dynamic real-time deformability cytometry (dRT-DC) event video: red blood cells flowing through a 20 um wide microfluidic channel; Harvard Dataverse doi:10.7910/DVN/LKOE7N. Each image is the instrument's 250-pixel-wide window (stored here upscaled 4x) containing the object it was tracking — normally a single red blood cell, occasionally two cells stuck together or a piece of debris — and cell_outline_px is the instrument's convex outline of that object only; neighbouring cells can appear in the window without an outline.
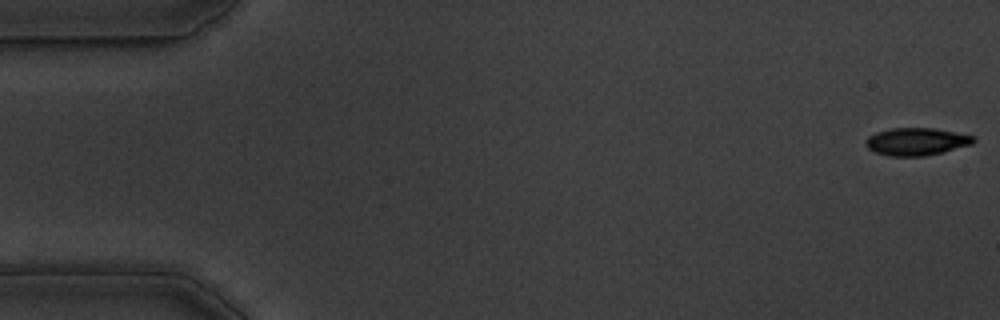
{"species": "common noctule bat (a hibernating species)", "species_latin": "Nyctalus noctula", "temperature_condition": "warm", "stored_images_in_passage": 55, "camera_frame_rate_fps": 3000, "um_per_image_px": 0.085, "animal": {"sex": "male", "body_mass_g": 19.5, "forearm_length_mm": 54.6}, "frame": {"image": 1, "passage_image": 1, "time_ms": 0.0, "image_size_px": [1000, 320], "cell_outline_px": [[976, 140], [972, 144], [944, 152], [924, 156], [888, 156], [876, 152], [868, 148], [864, 144], [864, 140], [868, 136], [876, 132], [892, 128], [936, 128], [972, 136]], "centroid_in_image_um": [77.86, 12.04], "position_along_channel_um": 7.1, "area_um2": 17.34}}
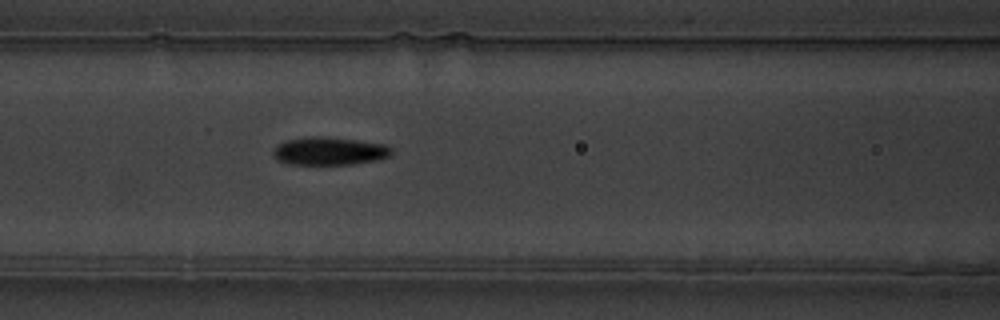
{"frame": {"image": 2, "passage_image": 23, "time_ms": 7.333, "image_size_px": [1000, 320], "cell_outline_px": [[392, 152], [388, 156], [376, 160], [352, 164], [288, 164], [276, 160], [272, 156], [272, 152], [276, 144], [284, 140], [304, 136], [328, 136], [384, 144], [392, 148]], "centroid_in_image_um": [27.9, 12.82], "position_along_channel_um": 138.7, "area_um2": 19.59}}
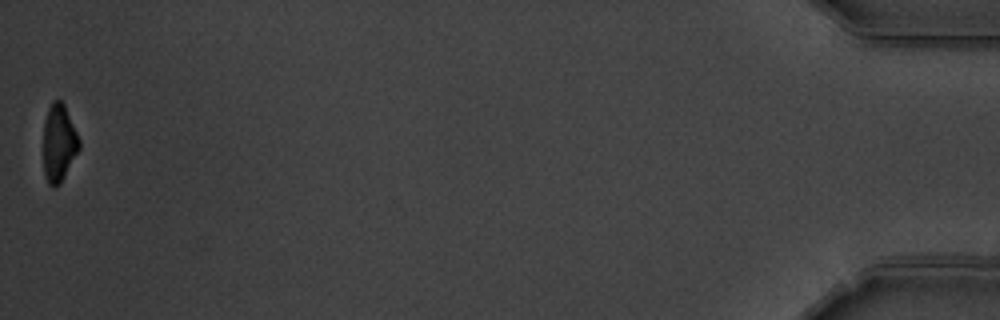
{"frame": {"image": 3, "passage_image": 55, "time_ms": 18.0, "image_size_px": [1000, 320], "cell_outline_px": [[80, 148], [60, 184], [48, 184], [44, 172], [44, 120], [48, 108], [52, 100], [60, 100], [64, 104], [80, 140]], "centroid_in_image_um": [5.01, 12.12], "position_along_channel_um": 430.2, "area_um2": 15.95}, "authors_computed_cell_mechanics": {"area_um2": 18.4382, "velocity_mm_per_s": 3.6541, "shape_relaxation_time_tau1_ms": 3.0458, "shape_relaxation_time_tau2_ms": 4.4483, "deformation_change_tau1": 0.1506, "deformation_change_tau2": 0.1003}}